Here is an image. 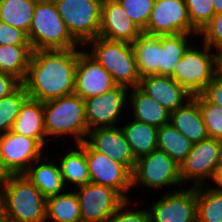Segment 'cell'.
Segmentation results:
<instances>
[{
	"label": "cell",
	"mask_w": 222,
	"mask_h": 222,
	"mask_svg": "<svg viewBox=\"0 0 222 222\" xmlns=\"http://www.w3.org/2000/svg\"><path fill=\"white\" fill-rule=\"evenodd\" d=\"M75 149L71 148L65 155L60 156L61 162L60 169L62 179L67 188L72 185L79 187L89 184L90 178L88 174L87 159H86V142L80 144H74ZM70 183V184H69Z\"/></svg>",
	"instance_id": "obj_25"
},
{
	"label": "cell",
	"mask_w": 222,
	"mask_h": 222,
	"mask_svg": "<svg viewBox=\"0 0 222 222\" xmlns=\"http://www.w3.org/2000/svg\"><path fill=\"white\" fill-rule=\"evenodd\" d=\"M198 35L203 37L200 41L216 49L217 52L222 50V12L214 14L212 19L199 31Z\"/></svg>",
	"instance_id": "obj_37"
},
{
	"label": "cell",
	"mask_w": 222,
	"mask_h": 222,
	"mask_svg": "<svg viewBox=\"0 0 222 222\" xmlns=\"http://www.w3.org/2000/svg\"><path fill=\"white\" fill-rule=\"evenodd\" d=\"M200 94L222 108V74L219 72Z\"/></svg>",
	"instance_id": "obj_40"
},
{
	"label": "cell",
	"mask_w": 222,
	"mask_h": 222,
	"mask_svg": "<svg viewBox=\"0 0 222 222\" xmlns=\"http://www.w3.org/2000/svg\"><path fill=\"white\" fill-rule=\"evenodd\" d=\"M0 222H8V221L5 219H1Z\"/></svg>",
	"instance_id": "obj_47"
},
{
	"label": "cell",
	"mask_w": 222,
	"mask_h": 222,
	"mask_svg": "<svg viewBox=\"0 0 222 222\" xmlns=\"http://www.w3.org/2000/svg\"><path fill=\"white\" fill-rule=\"evenodd\" d=\"M138 185L148 190H159L172 185L178 186L179 189L184 188L179 174V164L159 150L152 151L136 161L132 171V189Z\"/></svg>",
	"instance_id": "obj_8"
},
{
	"label": "cell",
	"mask_w": 222,
	"mask_h": 222,
	"mask_svg": "<svg viewBox=\"0 0 222 222\" xmlns=\"http://www.w3.org/2000/svg\"><path fill=\"white\" fill-rule=\"evenodd\" d=\"M142 33L117 0H103L99 36L111 41L133 43Z\"/></svg>",
	"instance_id": "obj_18"
},
{
	"label": "cell",
	"mask_w": 222,
	"mask_h": 222,
	"mask_svg": "<svg viewBox=\"0 0 222 222\" xmlns=\"http://www.w3.org/2000/svg\"><path fill=\"white\" fill-rule=\"evenodd\" d=\"M32 51L22 83L30 98L45 102L74 94L78 54L82 49Z\"/></svg>",
	"instance_id": "obj_1"
},
{
	"label": "cell",
	"mask_w": 222,
	"mask_h": 222,
	"mask_svg": "<svg viewBox=\"0 0 222 222\" xmlns=\"http://www.w3.org/2000/svg\"><path fill=\"white\" fill-rule=\"evenodd\" d=\"M219 72L222 74V50L219 51Z\"/></svg>",
	"instance_id": "obj_45"
},
{
	"label": "cell",
	"mask_w": 222,
	"mask_h": 222,
	"mask_svg": "<svg viewBox=\"0 0 222 222\" xmlns=\"http://www.w3.org/2000/svg\"><path fill=\"white\" fill-rule=\"evenodd\" d=\"M222 163V142L208 137L196 144L179 165V174L183 186L190 180L193 186L207 185L215 170Z\"/></svg>",
	"instance_id": "obj_9"
},
{
	"label": "cell",
	"mask_w": 222,
	"mask_h": 222,
	"mask_svg": "<svg viewBox=\"0 0 222 222\" xmlns=\"http://www.w3.org/2000/svg\"><path fill=\"white\" fill-rule=\"evenodd\" d=\"M29 98L26 88L21 84L10 95L0 99V135L12 129L24 102Z\"/></svg>",
	"instance_id": "obj_33"
},
{
	"label": "cell",
	"mask_w": 222,
	"mask_h": 222,
	"mask_svg": "<svg viewBox=\"0 0 222 222\" xmlns=\"http://www.w3.org/2000/svg\"><path fill=\"white\" fill-rule=\"evenodd\" d=\"M3 219L2 214V192H1V184H0V220Z\"/></svg>",
	"instance_id": "obj_46"
},
{
	"label": "cell",
	"mask_w": 222,
	"mask_h": 222,
	"mask_svg": "<svg viewBox=\"0 0 222 222\" xmlns=\"http://www.w3.org/2000/svg\"><path fill=\"white\" fill-rule=\"evenodd\" d=\"M11 131L22 136L34 138L43 147H46L47 137L44 127L43 102L29 97L22 105Z\"/></svg>",
	"instance_id": "obj_22"
},
{
	"label": "cell",
	"mask_w": 222,
	"mask_h": 222,
	"mask_svg": "<svg viewBox=\"0 0 222 222\" xmlns=\"http://www.w3.org/2000/svg\"><path fill=\"white\" fill-rule=\"evenodd\" d=\"M140 78L159 75L160 35L141 33L132 43Z\"/></svg>",
	"instance_id": "obj_24"
},
{
	"label": "cell",
	"mask_w": 222,
	"mask_h": 222,
	"mask_svg": "<svg viewBox=\"0 0 222 222\" xmlns=\"http://www.w3.org/2000/svg\"><path fill=\"white\" fill-rule=\"evenodd\" d=\"M11 175L5 168L1 153V135H0V183Z\"/></svg>",
	"instance_id": "obj_43"
},
{
	"label": "cell",
	"mask_w": 222,
	"mask_h": 222,
	"mask_svg": "<svg viewBox=\"0 0 222 222\" xmlns=\"http://www.w3.org/2000/svg\"><path fill=\"white\" fill-rule=\"evenodd\" d=\"M127 16L143 32L149 21L155 0H117Z\"/></svg>",
	"instance_id": "obj_35"
},
{
	"label": "cell",
	"mask_w": 222,
	"mask_h": 222,
	"mask_svg": "<svg viewBox=\"0 0 222 222\" xmlns=\"http://www.w3.org/2000/svg\"><path fill=\"white\" fill-rule=\"evenodd\" d=\"M130 200H126L117 211L108 219L107 222H149V213L147 209L133 210Z\"/></svg>",
	"instance_id": "obj_38"
},
{
	"label": "cell",
	"mask_w": 222,
	"mask_h": 222,
	"mask_svg": "<svg viewBox=\"0 0 222 222\" xmlns=\"http://www.w3.org/2000/svg\"><path fill=\"white\" fill-rule=\"evenodd\" d=\"M194 35L198 38V34L160 35L159 76L173 75L175 65L191 45L190 43H194L191 40V36Z\"/></svg>",
	"instance_id": "obj_27"
},
{
	"label": "cell",
	"mask_w": 222,
	"mask_h": 222,
	"mask_svg": "<svg viewBox=\"0 0 222 222\" xmlns=\"http://www.w3.org/2000/svg\"><path fill=\"white\" fill-rule=\"evenodd\" d=\"M103 0H54L72 37L84 46L99 36Z\"/></svg>",
	"instance_id": "obj_7"
},
{
	"label": "cell",
	"mask_w": 222,
	"mask_h": 222,
	"mask_svg": "<svg viewBox=\"0 0 222 222\" xmlns=\"http://www.w3.org/2000/svg\"><path fill=\"white\" fill-rule=\"evenodd\" d=\"M129 91L131 92L128 95V103L130 102L132 106L133 120L141 121L157 128L170 122V113L139 87L129 88Z\"/></svg>",
	"instance_id": "obj_23"
},
{
	"label": "cell",
	"mask_w": 222,
	"mask_h": 222,
	"mask_svg": "<svg viewBox=\"0 0 222 222\" xmlns=\"http://www.w3.org/2000/svg\"><path fill=\"white\" fill-rule=\"evenodd\" d=\"M212 6L215 14L222 12V0H212Z\"/></svg>",
	"instance_id": "obj_44"
},
{
	"label": "cell",
	"mask_w": 222,
	"mask_h": 222,
	"mask_svg": "<svg viewBox=\"0 0 222 222\" xmlns=\"http://www.w3.org/2000/svg\"><path fill=\"white\" fill-rule=\"evenodd\" d=\"M110 74L117 85L128 88L138 87L140 76L137 71L136 58L132 43L111 41L100 36L88 41L84 47Z\"/></svg>",
	"instance_id": "obj_5"
},
{
	"label": "cell",
	"mask_w": 222,
	"mask_h": 222,
	"mask_svg": "<svg viewBox=\"0 0 222 222\" xmlns=\"http://www.w3.org/2000/svg\"><path fill=\"white\" fill-rule=\"evenodd\" d=\"M128 92V87L116 85L104 94L85 99V119L88 130L117 126L122 119L123 109L127 108Z\"/></svg>",
	"instance_id": "obj_14"
},
{
	"label": "cell",
	"mask_w": 222,
	"mask_h": 222,
	"mask_svg": "<svg viewBox=\"0 0 222 222\" xmlns=\"http://www.w3.org/2000/svg\"><path fill=\"white\" fill-rule=\"evenodd\" d=\"M73 190L79 200L82 222H107L126 201L116 190L92 182Z\"/></svg>",
	"instance_id": "obj_11"
},
{
	"label": "cell",
	"mask_w": 222,
	"mask_h": 222,
	"mask_svg": "<svg viewBox=\"0 0 222 222\" xmlns=\"http://www.w3.org/2000/svg\"><path fill=\"white\" fill-rule=\"evenodd\" d=\"M143 33L159 36L199 32L190 22L185 0H155Z\"/></svg>",
	"instance_id": "obj_10"
},
{
	"label": "cell",
	"mask_w": 222,
	"mask_h": 222,
	"mask_svg": "<svg viewBox=\"0 0 222 222\" xmlns=\"http://www.w3.org/2000/svg\"><path fill=\"white\" fill-rule=\"evenodd\" d=\"M32 51L31 45H0V72L10 74L23 83Z\"/></svg>",
	"instance_id": "obj_28"
},
{
	"label": "cell",
	"mask_w": 222,
	"mask_h": 222,
	"mask_svg": "<svg viewBox=\"0 0 222 222\" xmlns=\"http://www.w3.org/2000/svg\"><path fill=\"white\" fill-rule=\"evenodd\" d=\"M192 26L199 32L214 16L212 0H185Z\"/></svg>",
	"instance_id": "obj_36"
},
{
	"label": "cell",
	"mask_w": 222,
	"mask_h": 222,
	"mask_svg": "<svg viewBox=\"0 0 222 222\" xmlns=\"http://www.w3.org/2000/svg\"><path fill=\"white\" fill-rule=\"evenodd\" d=\"M193 97L198 101L208 136L222 142V108L208 102L201 94L193 95Z\"/></svg>",
	"instance_id": "obj_34"
},
{
	"label": "cell",
	"mask_w": 222,
	"mask_h": 222,
	"mask_svg": "<svg viewBox=\"0 0 222 222\" xmlns=\"http://www.w3.org/2000/svg\"><path fill=\"white\" fill-rule=\"evenodd\" d=\"M37 0H0V20L28 34Z\"/></svg>",
	"instance_id": "obj_31"
},
{
	"label": "cell",
	"mask_w": 222,
	"mask_h": 222,
	"mask_svg": "<svg viewBox=\"0 0 222 222\" xmlns=\"http://www.w3.org/2000/svg\"><path fill=\"white\" fill-rule=\"evenodd\" d=\"M86 159L90 181L116 190L125 200L132 188V172L109 156L94 151L86 143ZM127 194V195H126Z\"/></svg>",
	"instance_id": "obj_13"
},
{
	"label": "cell",
	"mask_w": 222,
	"mask_h": 222,
	"mask_svg": "<svg viewBox=\"0 0 222 222\" xmlns=\"http://www.w3.org/2000/svg\"><path fill=\"white\" fill-rule=\"evenodd\" d=\"M166 191L159 200L152 201L149 222H197L196 187Z\"/></svg>",
	"instance_id": "obj_12"
},
{
	"label": "cell",
	"mask_w": 222,
	"mask_h": 222,
	"mask_svg": "<svg viewBox=\"0 0 222 222\" xmlns=\"http://www.w3.org/2000/svg\"><path fill=\"white\" fill-rule=\"evenodd\" d=\"M27 37L33 51L81 47L68 31L54 0H37Z\"/></svg>",
	"instance_id": "obj_4"
},
{
	"label": "cell",
	"mask_w": 222,
	"mask_h": 222,
	"mask_svg": "<svg viewBox=\"0 0 222 222\" xmlns=\"http://www.w3.org/2000/svg\"><path fill=\"white\" fill-rule=\"evenodd\" d=\"M192 44L175 65L171 77L193 96L200 94L219 73V52H212L203 43L199 47Z\"/></svg>",
	"instance_id": "obj_6"
},
{
	"label": "cell",
	"mask_w": 222,
	"mask_h": 222,
	"mask_svg": "<svg viewBox=\"0 0 222 222\" xmlns=\"http://www.w3.org/2000/svg\"><path fill=\"white\" fill-rule=\"evenodd\" d=\"M21 84L14 76L0 72V99L10 95Z\"/></svg>",
	"instance_id": "obj_41"
},
{
	"label": "cell",
	"mask_w": 222,
	"mask_h": 222,
	"mask_svg": "<svg viewBox=\"0 0 222 222\" xmlns=\"http://www.w3.org/2000/svg\"><path fill=\"white\" fill-rule=\"evenodd\" d=\"M121 130L137 161L143 156L157 150L158 128L141 121L132 120L123 124Z\"/></svg>",
	"instance_id": "obj_26"
},
{
	"label": "cell",
	"mask_w": 222,
	"mask_h": 222,
	"mask_svg": "<svg viewBox=\"0 0 222 222\" xmlns=\"http://www.w3.org/2000/svg\"><path fill=\"white\" fill-rule=\"evenodd\" d=\"M43 158L44 156L34 161L24 175L47 199L63 193L67 188L62 179L60 165L49 157Z\"/></svg>",
	"instance_id": "obj_20"
},
{
	"label": "cell",
	"mask_w": 222,
	"mask_h": 222,
	"mask_svg": "<svg viewBox=\"0 0 222 222\" xmlns=\"http://www.w3.org/2000/svg\"><path fill=\"white\" fill-rule=\"evenodd\" d=\"M44 148L36 139L11 130L1 135L2 159L11 175L24 174L34 161L43 156Z\"/></svg>",
	"instance_id": "obj_15"
},
{
	"label": "cell",
	"mask_w": 222,
	"mask_h": 222,
	"mask_svg": "<svg viewBox=\"0 0 222 222\" xmlns=\"http://www.w3.org/2000/svg\"><path fill=\"white\" fill-rule=\"evenodd\" d=\"M43 112L48 141L66 135L73 137L75 144L85 141L88 127L85 119V102L80 96L71 94L45 101Z\"/></svg>",
	"instance_id": "obj_3"
},
{
	"label": "cell",
	"mask_w": 222,
	"mask_h": 222,
	"mask_svg": "<svg viewBox=\"0 0 222 222\" xmlns=\"http://www.w3.org/2000/svg\"><path fill=\"white\" fill-rule=\"evenodd\" d=\"M116 85L111 74L87 51L78 54L74 94L85 100L104 94Z\"/></svg>",
	"instance_id": "obj_16"
},
{
	"label": "cell",
	"mask_w": 222,
	"mask_h": 222,
	"mask_svg": "<svg viewBox=\"0 0 222 222\" xmlns=\"http://www.w3.org/2000/svg\"><path fill=\"white\" fill-rule=\"evenodd\" d=\"M2 214L8 222H46L47 199L24 174L1 183Z\"/></svg>",
	"instance_id": "obj_2"
},
{
	"label": "cell",
	"mask_w": 222,
	"mask_h": 222,
	"mask_svg": "<svg viewBox=\"0 0 222 222\" xmlns=\"http://www.w3.org/2000/svg\"><path fill=\"white\" fill-rule=\"evenodd\" d=\"M213 183L217 184V187H211L213 189L222 191V163L217 167L212 177Z\"/></svg>",
	"instance_id": "obj_42"
},
{
	"label": "cell",
	"mask_w": 222,
	"mask_h": 222,
	"mask_svg": "<svg viewBox=\"0 0 222 222\" xmlns=\"http://www.w3.org/2000/svg\"><path fill=\"white\" fill-rule=\"evenodd\" d=\"M65 192L47 198L46 222L81 221L80 205L75 191L69 189Z\"/></svg>",
	"instance_id": "obj_29"
},
{
	"label": "cell",
	"mask_w": 222,
	"mask_h": 222,
	"mask_svg": "<svg viewBox=\"0 0 222 222\" xmlns=\"http://www.w3.org/2000/svg\"><path fill=\"white\" fill-rule=\"evenodd\" d=\"M211 186H196L197 222H222V191Z\"/></svg>",
	"instance_id": "obj_32"
},
{
	"label": "cell",
	"mask_w": 222,
	"mask_h": 222,
	"mask_svg": "<svg viewBox=\"0 0 222 222\" xmlns=\"http://www.w3.org/2000/svg\"><path fill=\"white\" fill-rule=\"evenodd\" d=\"M0 45H30L27 34L0 20Z\"/></svg>",
	"instance_id": "obj_39"
},
{
	"label": "cell",
	"mask_w": 222,
	"mask_h": 222,
	"mask_svg": "<svg viewBox=\"0 0 222 222\" xmlns=\"http://www.w3.org/2000/svg\"><path fill=\"white\" fill-rule=\"evenodd\" d=\"M138 87L160 103L169 113L183 106L193 97L169 76L149 75L142 77Z\"/></svg>",
	"instance_id": "obj_19"
},
{
	"label": "cell",
	"mask_w": 222,
	"mask_h": 222,
	"mask_svg": "<svg viewBox=\"0 0 222 222\" xmlns=\"http://www.w3.org/2000/svg\"><path fill=\"white\" fill-rule=\"evenodd\" d=\"M192 147L193 143L170 122L158 128L157 150L165 152L177 164L180 165Z\"/></svg>",
	"instance_id": "obj_30"
},
{
	"label": "cell",
	"mask_w": 222,
	"mask_h": 222,
	"mask_svg": "<svg viewBox=\"0 0 222 222\" xmlns=\"http://www.w3.org/2000/svg\"><path fill=\"white\" fill-rule=\"evenodd\" d=\"M85 142L97 152L125 165L131 172L136 160L124 136L121 126L97 127L88 130Z\"/></svg>",
	"instance_id": "obj_17"
},
{
	"label": "cell",
	"mask_w": 222,
	"mask_h": 222,
	"mask_svg": "<svg viewBox=\"0 0 222 222\" xmlns=\"http://www.w3.org/2000/svg\"><path fill=\"white\" fill-rule=\"evenodd\" d=\"M170 123L193 144L209 137L194 97L170 113Z\"/></svg>",
	"instance_id": "obj_21"
}]
</instances>
